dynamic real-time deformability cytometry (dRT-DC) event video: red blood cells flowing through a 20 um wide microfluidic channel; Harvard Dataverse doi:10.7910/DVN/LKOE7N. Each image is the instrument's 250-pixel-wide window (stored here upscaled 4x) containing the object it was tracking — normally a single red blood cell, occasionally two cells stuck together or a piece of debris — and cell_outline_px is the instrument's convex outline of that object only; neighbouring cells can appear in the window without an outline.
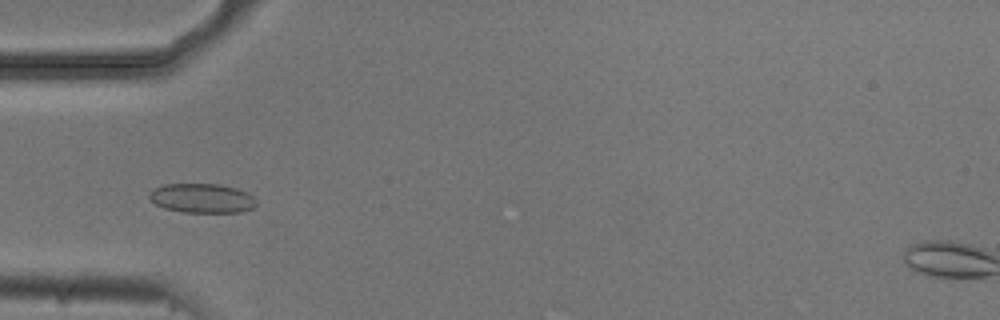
{"species": "common noctule bat (a hibernating species)", "species_latin": "Nyctalus noctula", "temperature_condition": "cold", "stored_images_in_passage": 52, "camera_frame_rate_fps": 3000, "um_per_image_px": 0.085, "animal": {"sex": "male", "body_mass_g": 20.5, "forearm_length_mm": 52.5}, "frame": {"image": 1, "passage_image": 15, "time_ms": 4.667, "image_size_px": [1000, 320], "cell_outline_px": [[256, 204], [252, 208], [240, 212], [184, 212], [164, 208], [156, 204], [148, 196], [148, 192], [152, 188], [164, 184], [220, 184], [236, 188], [248, 192], [256, 200]], "centroid_in_image_um": [17.15, 16.84], "position_along_channel_um": 67.8, "area_um2": 18.38}}
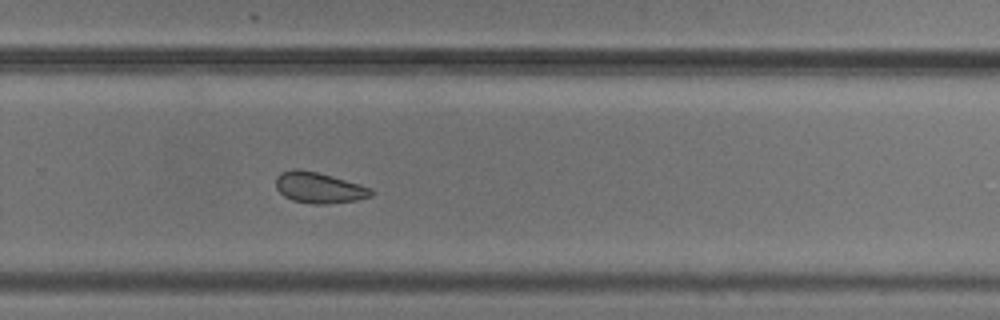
{"frame": {"image": 2, "passage_image": 34, "time_ms": 11.0, "image_size_px": [1000, 320], "cell_outline_px": [[376, 192], [372, 196], [356, 200], [328, 204], [312, 204], [292, 200], [284, 196], [276, 188], [276, 176], [280, 172], [292, 168], [300, 168], [332, 176], [372, 188]], "centroid_in_image_um": [27.11, 15.95], "position_along_channel_um": 302.7, "area_um2": 17.34}}
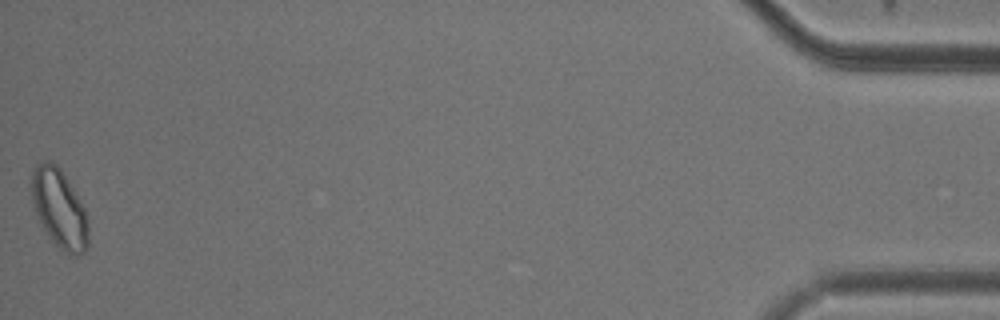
{"frame": {"image": 3, "passage_image": 52, "time_ms": 17.0, "image_size_px": [1000, 320], "cell_outline_px": [[88, 248], [84, 252], [76, 256], [68, 256], [48, 236], [32, 204], [32, 172], [36, 164], [40, 160], [48, 160], [56, 164], [60, 168], [84, 208], [88, 220]], "centroid_in_image_um": [5.05, 17.74], "position_along_channel_um": 430.2, "area_um2": 25.95}, "authors_computed_cell_mechanics": {"area_um2": 18.4093, "velocity_mm_per_s": 3.7121, "shape_relaxation_time_tau1_ms": null, "shape_relaxation_time_tau2_ms": 3.0793, "deformation_change_tau1": null, "deformation_change_tau2": 0.0635}}